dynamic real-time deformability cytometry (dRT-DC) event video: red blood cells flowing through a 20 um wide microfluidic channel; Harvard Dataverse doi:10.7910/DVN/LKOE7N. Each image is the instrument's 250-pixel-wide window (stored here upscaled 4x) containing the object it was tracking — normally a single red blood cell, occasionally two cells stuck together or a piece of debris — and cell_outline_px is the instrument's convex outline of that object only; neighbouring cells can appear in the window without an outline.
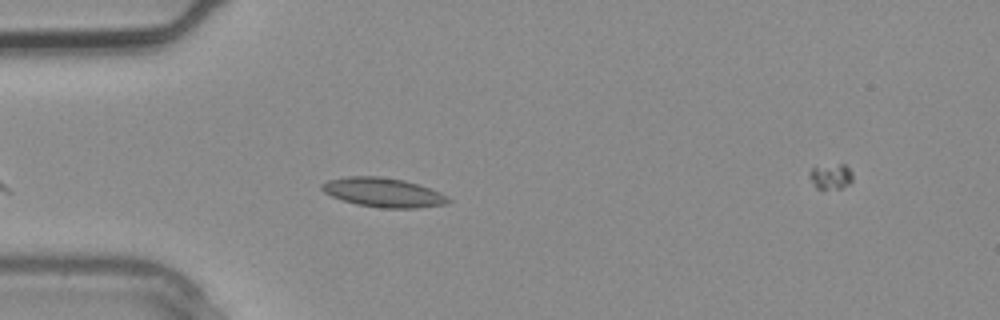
{"species": "common noctule bat (a hibernating species)", "species_latin": "Nyctalus noctula", "temperature_condition": "warm", "stored_images_in_passage": 3, "camera_frame_rate_fps": 3000, "um_per_image_px": 0.085, "animal": {"sex": "male", "body_mass_g": 20.4}, "frame": {"image": 1, "passage_image": 2, "time_ms": 0.333, "image_size_px": [1000, 320], "cell_outline_px": [[452, 200], [444, 204], [416, 208], [380, 208], [356, 204], [332, 196], [324, 192], [320, 188], [320, 184], [328, 180], [348, 176], [376, 176], [404, 180], [440, 192], [448, 196]], "centroid_in_image_um": [32.56, 16.36], "position_along_channel_um": 52.4, "area_um2": 21.39}}